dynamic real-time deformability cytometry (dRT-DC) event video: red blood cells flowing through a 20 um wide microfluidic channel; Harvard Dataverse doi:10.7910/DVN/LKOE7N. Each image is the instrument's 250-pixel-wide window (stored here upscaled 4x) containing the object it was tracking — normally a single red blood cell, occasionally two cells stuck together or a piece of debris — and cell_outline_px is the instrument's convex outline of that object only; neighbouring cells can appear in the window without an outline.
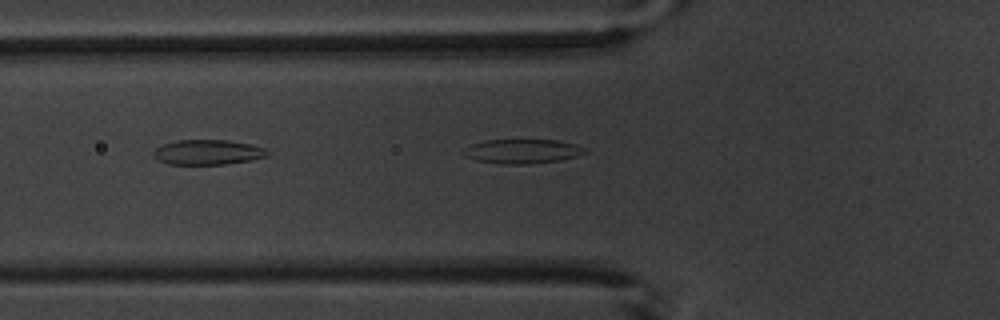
{"species": "common noctule bat (a hibernating species)", "species_latin": "Nyctalus noctula", "temperature_condition": "warm", "stored_images_in_passage": 6, "camera_frame_rate_fps": 3000, "um_per_image_px": 0.085, "animal": {"sex": "male", "body_mass_g": 20.1, "forearm_length_mm": 53.5}, "frame": {"image": 1, "passage_image": 6, "time_ms": 5.667, "image_size_px": [1000, 320], "cell_outline_px": [[588, 152], [576, 156], [560, 160], [528, 164], [504, 164], [476, 160], [464, 156], [460, 152], [460, 148], [484, 140], [556, 140], [576, 144], [584, 148]], "centroid_in_image_um": [44.33, 12.85], "position_along_channel_um": 81.5, "area_um2": 17.34}}